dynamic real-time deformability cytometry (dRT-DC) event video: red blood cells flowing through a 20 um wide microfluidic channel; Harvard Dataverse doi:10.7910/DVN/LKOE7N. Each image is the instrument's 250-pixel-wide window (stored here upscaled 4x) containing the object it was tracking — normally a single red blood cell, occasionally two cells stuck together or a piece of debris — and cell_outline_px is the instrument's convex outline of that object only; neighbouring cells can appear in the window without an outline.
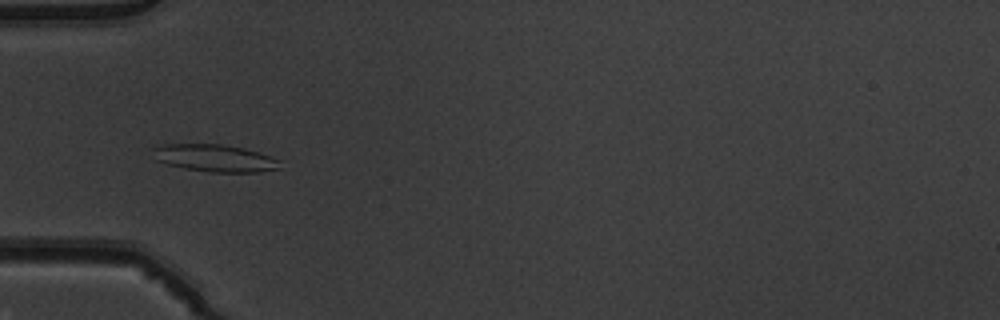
{"species": "common noctule bat (a hibernating species)", "species_latin": "Nyctalus noctula", "temperature_condition": "warm", "stored_images_in_passage": 47, "camera_frame_rate_fps": 3000, "um_per_image_px": 0.085, "animal": {"sex": "male", "body_mass_g": 19.5, "forearm_length_mm": 54.6}, "frame": {"image": 1, "passage_image": 12, "time_ms": 3.667, "image_size_px": [1000, 320], "cell_outline_px": [[280, 168], [260, 172], [208, 172], [184, 168], [168, 164], [156, 160], [152, 148], [164, 144], [220, 144], [244, 148], [260, 152], [280, 160]], "centroid_in_image_um": [18.28, 13.44], "position_along_channel_um": 66.7, "area_um2": 20.23}}
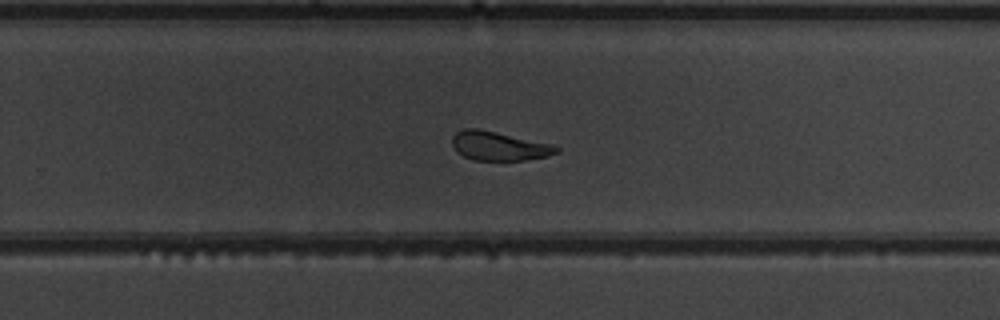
{"frame": {"image": 2, "passage_image": 29, "time_ms": 9.333, "image_size_px": [1000, 320], "cell_outline_px": [[560, 152], [548, 156], [524, 160], [472, 160], [456, 152], [452, 144], [452, 136], [456, 132], [464, 128], [476, 128], [496, 132], [552, 144], [560, 148]], "centroid_in_image_um": [42.4, 12.41], "position_along_channel_um": 287.4, "area_um2": 17.63}}
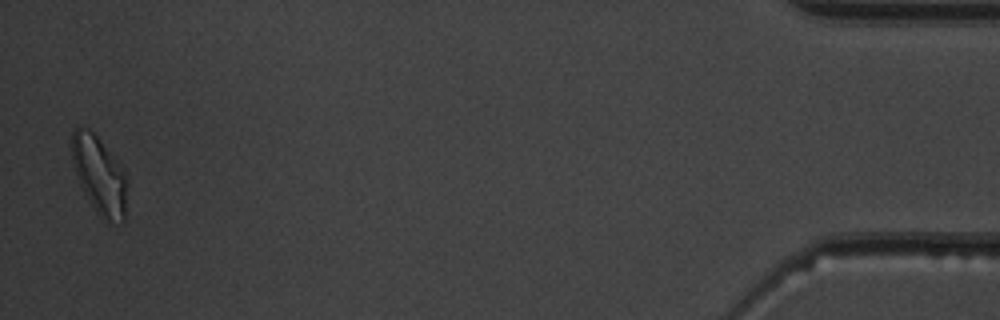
{"frame": {"image": 3, "passage_image": 46, "time_ms": 15.0, "image_size_px": [1000, 320], "cell_outline_px": [[128, 184], [124, 224], [120, 224], [104, 220], [100, 216], [92, 204], [80, 184], [72, 160], [72, 132], [76, 128], [88, 128], [96, 136], [124, 168]], "centroid_in_image_um": [8.5, 14.93], "position_along_channel_um": 426.7, "area_um2": 24.91}, "authors_computed_cell_mechanics": {"area_um2": 19.363, "velocity_mm_per_s": 3.9288, "shape_relaxation_time_tau1_ms": 3.3863, "shape_relaxation_time_tau2_ms": 2.2873, "deformation_change_tau1": 0.1157, "deformation_change_tau2": 0.1066}}